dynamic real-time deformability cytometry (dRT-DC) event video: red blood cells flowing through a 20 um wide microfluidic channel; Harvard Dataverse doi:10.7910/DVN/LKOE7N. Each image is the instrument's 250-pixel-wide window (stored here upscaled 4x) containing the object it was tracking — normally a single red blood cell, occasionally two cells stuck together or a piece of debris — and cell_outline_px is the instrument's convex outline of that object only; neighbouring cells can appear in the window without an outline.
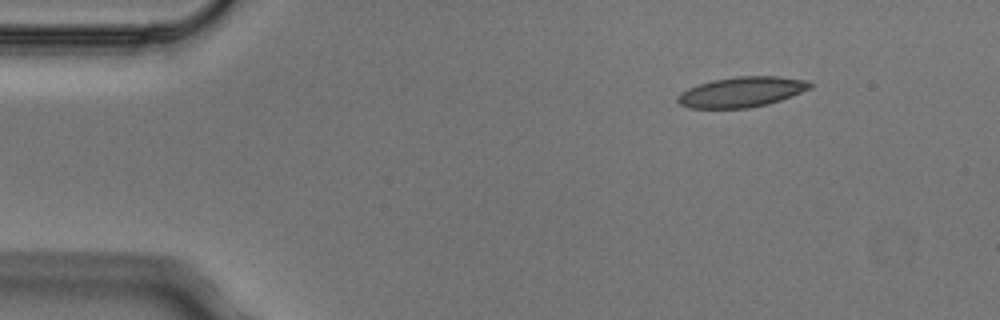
{"species": "Egyptian fruit bat (a non-hibernating species)", "species_latin": "Rousettus aegyptiacus", "temperature_condition": "cold", "stored_images_in_passage": 4, "segment_of_instrument_passage": [1, 2], "camera_frame_rate_fps": 3000, "um_per_image_px": 0.085, "animal": {"sex": "male"}, "frame": {"image": 1, "passage_image": 1, "time_ms": 0.0, "image_size_px": [1000, 320], "cell_outline_px": [[812, 88], [792, 96], [768, 104], [748, 108], [688, 108], [680, 104], [676, 100], [676, 96], [680, 92], [688, 88], [712, 80], [736, 76], [780, 76], [804, 80], [812, 84]], "centroid_in_image_um": [63.02, 7.82], "position_along_channel_um": 22.0, "area_um2": 23.41}}